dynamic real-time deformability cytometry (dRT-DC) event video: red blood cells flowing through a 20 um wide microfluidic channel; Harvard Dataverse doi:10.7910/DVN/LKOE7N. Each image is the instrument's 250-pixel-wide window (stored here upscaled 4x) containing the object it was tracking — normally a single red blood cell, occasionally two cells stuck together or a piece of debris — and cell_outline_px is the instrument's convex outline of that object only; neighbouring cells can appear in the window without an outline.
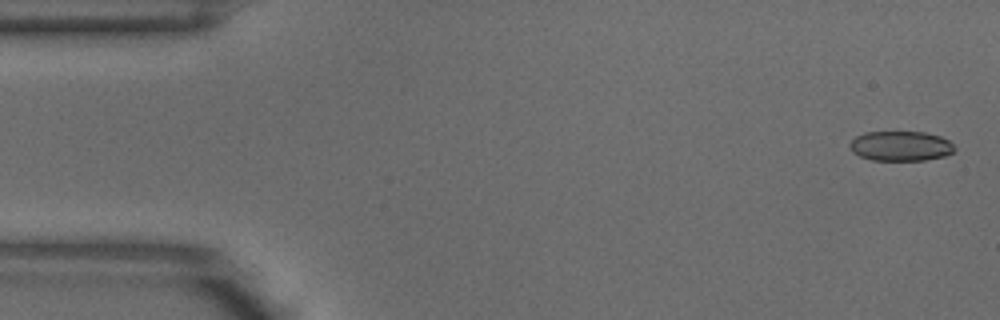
{"species": "common noctule bat (a hibernating species)", "species_latin": "Nyctalus noctula", "temperature_condition": "warm", "stored_images_in_passage": 4, "camera_frame_rate_fps": 3000, "um_per_image_px": 0.085, "animal": {"sex": "male", "body_mass_g": 18.8}, "frame": {"image": 1, "passage_image": 1, "time_ms": 0.0, "image_size_px": [1000, 320], "cell_outline_px": [[956, 148], [952, 152], [944, 156], [924, 160], [872, 160], [860, 156], [852, 152], [848, 144], [856, 136], [864, 132], [924, 132], [940, 136], [948, 140]], "centroid_in_image_um": [76.53, 12.41], "position_along_channel_um": 8.5, "area_um2": 18.21}}
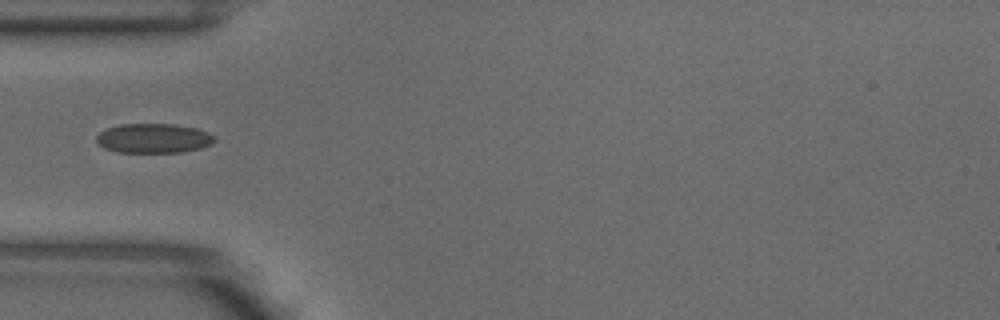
{"frame": {"image": 2, "passage_image": 4, "time_ms": 1.0, "image_size_px": [1000, 320], "cell_outline_px": [[216, 140], [212, 144], [200, 148], [180, 152], [116, 152], [104, 148], [96, 140], [96, 136], [104, 128], [120, 124], [176, 124], [196, 128], [208, 132]], "centroid_in_image_um": [13.03, 11.74], "position_along_channel_um": 72.0, "area_um2": 20.35}}